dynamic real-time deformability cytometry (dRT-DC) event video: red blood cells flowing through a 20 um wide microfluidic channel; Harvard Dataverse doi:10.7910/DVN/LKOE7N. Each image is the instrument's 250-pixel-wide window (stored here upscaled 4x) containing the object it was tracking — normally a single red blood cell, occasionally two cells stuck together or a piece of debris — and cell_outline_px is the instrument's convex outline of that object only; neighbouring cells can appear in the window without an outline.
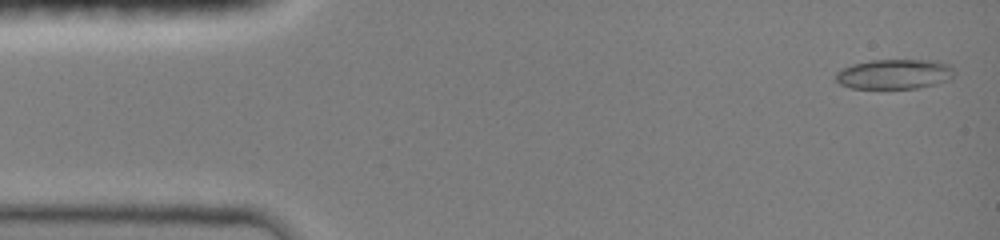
{"species": "common noctule bat (a hibernating species)", "species_latin": "Nyctalus noctula", "temperature_condition": "room temperature", "stored_images_in_passage": 47, "camera_frame_rate_fps": 3000, "um_per_image_px": 0.085, "animal": {"sex": "female", "body_mass_g": 19.0, "forearm_length_mm": 51.5}, "frame": {"image": 1, "passage_image": 2, "time_ms": 0.333, "image_size_px": [1000, 240], "cell_outline_px": [[956, 72], [948, 80], [936, 84], [916, 88], [852, 88], [840, 84], [836, 80], [836, 72], [852, 64], [872, 60], [928, 60], [952, 64]], "centroid_in_image_um": [76.06, 6.29], "position_along_channel_um": 8.9, "area_um2": 20.63}}
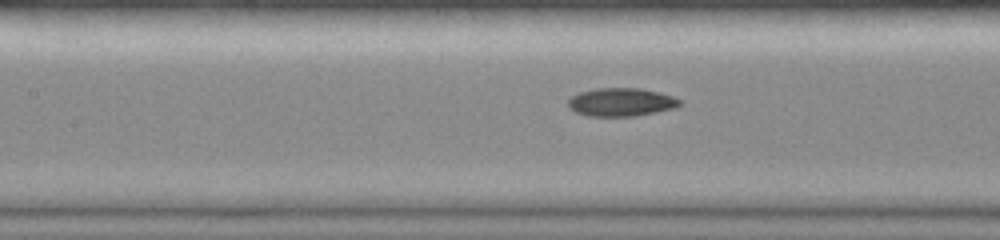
{"frame": {"image": 2, "passage_image": 21, "time_ms": 6.667, "image_size_px": [1000, 240], "cell_outline_px": [[680, 104], [676, 108], [636, 116], [588, 116], [576, 112], [568, 108], [568, 100], [572, 96], [580, 92], [596, 88], [640, 88], [672, 96], [680, 100]], "centroid_in_image_um": [52.77, 8.69], "position_along_channel_um": 154.6, "area_um2": 18.32}}
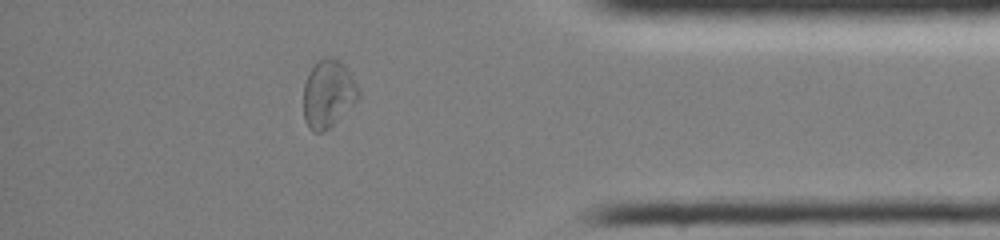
{"frame": {"image": 3, "passage_image": 41, "time_ms": 13.333, "image_size_px": [1000, 240], "cell_outline_px": [[360, 100], [324, 132], [316, 132], [304, 120], [304, 84], [308, 72], [316, 60], [324, 56], [328, 56], [340, 60], [344, 64], [356, 84], [360, 92]], "centroid_in_image_um": [27.91, 7.93], "position_along_channel_um": 407.3, "area_um2": 21.91}}